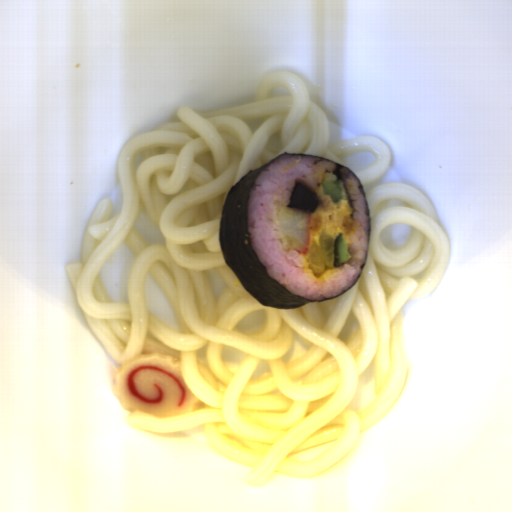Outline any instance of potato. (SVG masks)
<instances>
[{"instance_id": "2", "label": "potato", "mask_w": 512, "mask_h": 512, "mask_svg": "<svg viewBox=\"0 0 512 512\" xmlns=\"http://www.w3.org/2000/svg\"><path fill=\"white\" fill-rule=\"evenodd\" d=\"M319 204V198L315 191L304 184L296 183L292 189L288 208H293L301 212L313 214Z\"/></svg>"}, {"instance_id": "1", "label": "potato", "mask_w": 512, "mask_h": 512, "mask_svg": "<svg viewBox=\"0 0 512 512\" xmlns=\"http://www.w3.org/2000/svg\"><path fill=\"white\" fill-rule=\"evenodd\" d=\"M305 259L308 267L318 278L329 269H334L335 251L333 238L327 233H323L319 237L318 243L315 241L309 243Z\"/></svg>"}]
</instances>
